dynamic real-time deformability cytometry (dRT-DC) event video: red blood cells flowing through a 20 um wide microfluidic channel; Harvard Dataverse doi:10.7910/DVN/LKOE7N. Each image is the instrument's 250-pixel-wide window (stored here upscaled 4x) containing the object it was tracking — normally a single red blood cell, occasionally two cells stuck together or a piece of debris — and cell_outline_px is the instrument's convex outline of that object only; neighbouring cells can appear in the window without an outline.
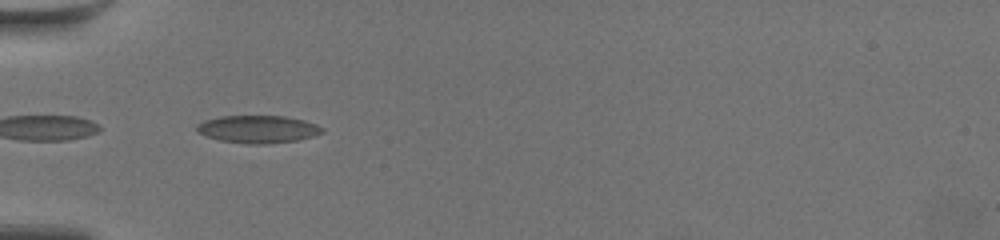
{"species": "common noctule bat (a hibernating species)", "species_latin": "Nyctalus noctula", "temperature_condition": "warm", "stored_images_in_passage": 4, "camera_frame_rate_fps": 3000, "um_per_image_px": 0.085, "animal": {"sex": "female", "body_mass_g": 19.5, "forearm_length_mm": 54.1}, "frame": {"image": 1, "passage_image": 1, "time_ms": 0.0, "image_size_px": [1000, 240], "cell_outline_px": [[324, 132], [312, 136], [296, 140], [264, 144], [248, 144], [220, 140], [196, 132], [196, 124], [204, 120], [220, 116], [284, 116], [304, 120], [316, 124], [324, 128]], "centroid_in_image_um": [21.91, 10.97], "position_along_channel_um": 63.1, "area_um2": 20.11}}